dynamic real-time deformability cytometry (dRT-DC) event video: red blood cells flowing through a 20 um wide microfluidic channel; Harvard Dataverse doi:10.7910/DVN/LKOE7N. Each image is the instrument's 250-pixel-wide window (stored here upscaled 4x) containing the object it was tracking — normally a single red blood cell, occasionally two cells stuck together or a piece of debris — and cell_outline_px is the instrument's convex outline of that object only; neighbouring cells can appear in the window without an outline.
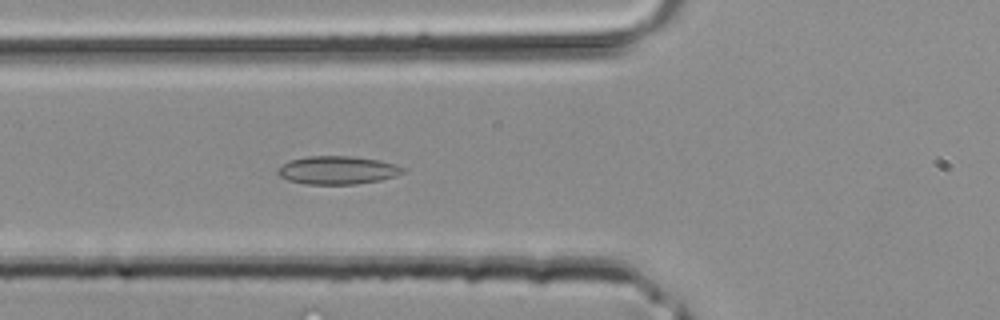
{"species": "common noctule bat (a hibernating species)", "species_latin": "Nyctalus noctula", "temperature_condition": "room temperature", "stored_images_in_passage": 32, "camera_frame_rate_fps": 3000, "um_per_image_px": 0.085, "animal": {"sex": "male", "body_mass_g": 20.4}, "frame": {"image": 1, "passage_image": 7, "time_ms": 2.0, "image_size_px": [1000, 320], "cell_outline_px": [[408, 168], [404, 172], [396, 176], [380, 180], [356, 184], [304, 184], [288, 180], [280, 176], [276, 172], [288, 160], [308, 156], [348, 156], [380, 160], [396, 164]], "centroid_in_image_um": [28.73, 14.46], "position_along_channel_um": 97.1, "area_um2": 20.63}}
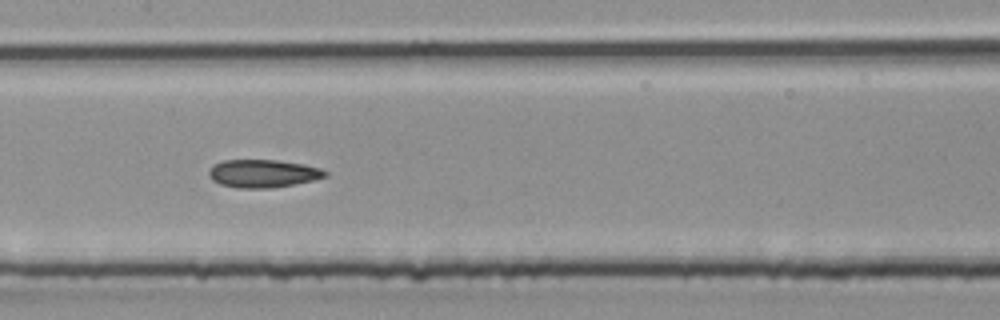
{"frame": {"image": 2, "passage_image": 12, "time_ms": 3.667, "image_size_px": [1000, 320], "cell_outline_px": [[328, 176], [296, 184], [272, 188], [236, 188], [220, 184], [212, 180], [208, 176], [208, 172], [216, 164], [224, 160], [276, 160], [304, 164], [320, 168], [328, 172]], "centroid_in_image_um": [22.37, 14.76], "position_along_channel_um": 185.0, "area_um2": 18.96}}
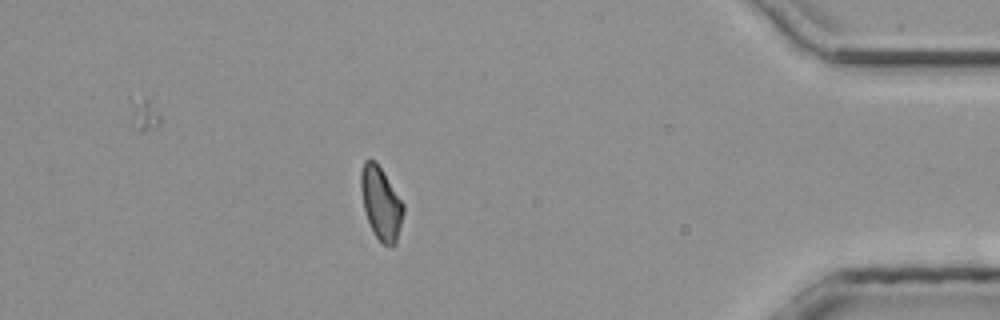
{"frame": {"image": 3, "passage_image": 27, "time_ms": 8.667, "image_size_px": [1000, 320], "cell_outline_px": [[404, 212], [396, 244], [392, 248], [388, 248], [380, 244], [372, 232], [364, 208], [360, 188], [360, 172], [364, 160], [376, 160], [404, 204]], "centroid_in_image_um": [32.38, 17.33], "position_along_channel_um": 402.8, "area_um2": 18.38}}